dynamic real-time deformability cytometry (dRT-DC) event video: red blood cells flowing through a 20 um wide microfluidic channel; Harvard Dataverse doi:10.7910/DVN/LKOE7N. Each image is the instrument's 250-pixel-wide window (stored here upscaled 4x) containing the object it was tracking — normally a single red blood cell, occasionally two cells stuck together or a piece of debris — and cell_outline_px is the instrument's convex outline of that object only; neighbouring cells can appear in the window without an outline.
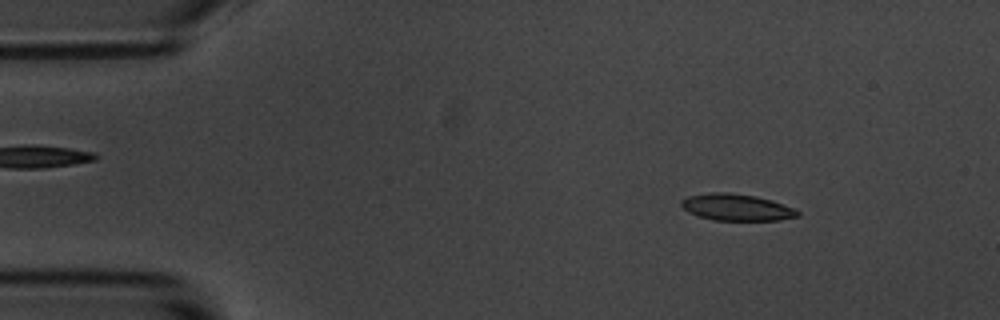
{"species": "common noctule bat (a hibernating species)", "species_latin": "Nyctalus noctula", "temperature_condition": "room temperature", "stored_images_in_passage": 4, "camera_frame_rate_fps": 3000, "um_per_image_px": 0.085, "animal": {"sex": "male", "body_mass_g": 20.1, "forearm_length_mm": 53.5}, "frame": {"image": 1, "passage_image": 2, "time_ms": 1.333, "image_size_px": [1000, 320], "cell_outline_px": [[800, 216], [780, 220], [712, 220], [688, 212], [680, 204], [680, 200], [688, 196], [712, 192], [728, 192], [756, 196], [772, 200], [792, 208], [800, 212]], "centroid_in_image_um": [62.6, 17.62], "position_along_channel_um": 22.4, "area_um2": 18.03}}